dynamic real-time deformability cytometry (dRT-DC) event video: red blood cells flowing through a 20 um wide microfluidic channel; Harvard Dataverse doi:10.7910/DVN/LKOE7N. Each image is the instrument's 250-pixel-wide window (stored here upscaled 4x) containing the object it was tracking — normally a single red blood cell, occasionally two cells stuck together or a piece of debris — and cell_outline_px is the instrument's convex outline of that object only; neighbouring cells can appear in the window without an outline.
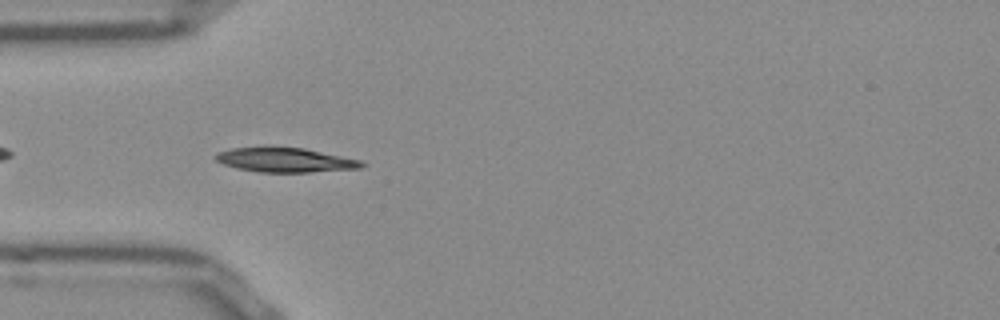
{"species": "Egyptian fruit bat (a non-hibernating species)", "species_latin": "Rousettus aegyptiacus", "temperature_condition": "room temperature", "stored_images_in_passage": 40, "camera_frame_rate_fps": 3000, "um_per_image_px": 0.085, "frame": {"image": 1, "passage_image": 3, "time_ms": 0.667, "image_size_px": [1000, 320], "cell_outline_px": [[364, 164], [360, 168], [308, 172], [260, 172], [236, 168], [224, 164], [216, 160], [212, 156], [216, 152], [232, 148], [304, 148], [360, 160]], "centroid_in_image_um": [24.19, 13.61], "position_along_channel_um": 60.8, "area_um2": 20.35}}
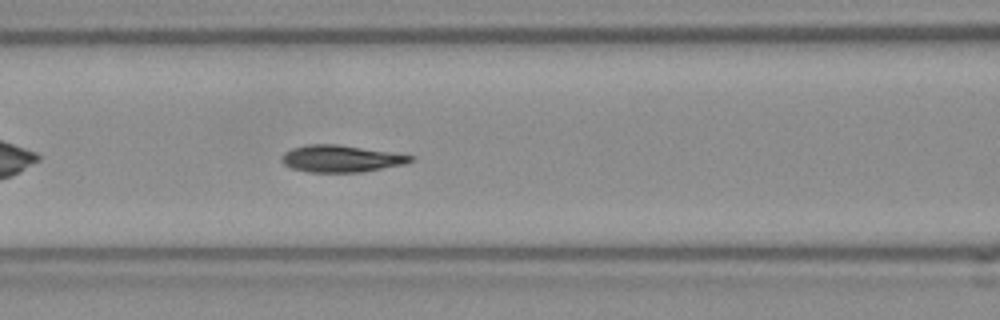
{"frame": {"image": 2, "passage_image": 9, "time_ms": 2.667, "image_size_px": [1000, 320], "cell_outline_px": [[416, 156], [412, 160], [404, 164], [360, 172], [308, 172], [292, 168], [284, 164], [280, 160], [280, 156], [284, 152], [292, 148], [308, 144], [336, 144]], "centroid_in_image_um": [28.93, 13.48], "position_along_channel_um": 137.7, "area_um2": 20.06}}
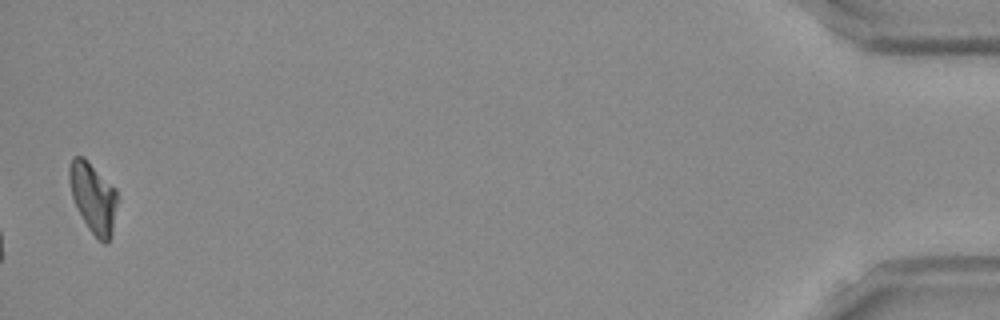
{"frame": {"image": 3, "passage_image": 39, "time_ms": 12.667, "image_size_px": [1000, 320], "cell_outline_px": [[120, 196], [112, 236], [108, 244], [104, 244], [88, 228], [72, 196], [68, 180], [68, 168], [72, 156], [84, 156], [116, 188]], "centroid_in_image_um": [7.97, 16.78], "position_along_channel_um": 427.2, "area_um2": 20.17}, "authors_computed_cell_mechanics": {"area_um2": 20.2011, "velocity_mm_per_s": 3.8573, "shape_relaxation_time_tau1_ms": 5.4419, "shape_relaxation_time_tau2_ms": 2.2603, "deformation_change_tau1": 0.185, "deformation_change_tau2": 0.0659}}